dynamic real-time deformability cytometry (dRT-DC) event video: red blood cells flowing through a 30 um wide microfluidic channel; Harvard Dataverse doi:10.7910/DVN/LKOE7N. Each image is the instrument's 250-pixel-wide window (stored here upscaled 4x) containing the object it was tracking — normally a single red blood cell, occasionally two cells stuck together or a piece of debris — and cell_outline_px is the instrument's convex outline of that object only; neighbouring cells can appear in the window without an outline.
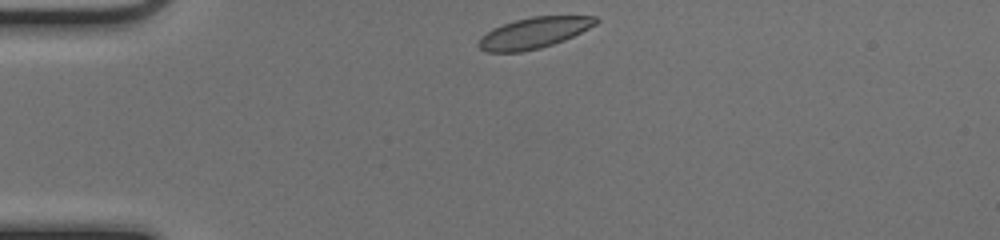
{"species": "common noctule bat (a hibernating species)", "species_latin": "Nyctalus noctula", "temperature_condition": "cold", "stored_images_in_passage": 40, "camera_frame_rate_fps": 3000, "um_per_image_px": 0.085, "animal": {"sex": "female", "body_mass_g": 17.0, "forearm_length_mm": 48.0}, "frame": {"image": 1, "passage_image": 1, "time_ms": 0.0, "image_size_px": [1000, 240], "cell_outline_px": [[600, 20], [596, 24], [564, 40], [540, 48], [520, 52], [488, 52], [480, 48], [476, 44], [480, 36], [492, 28], [516, 20], [532, 16], [596, 16]], "centroid_in_image_um": [45.34, 2.79], "position_along_channel_um": 39.7, "area_um2": 21.04}}
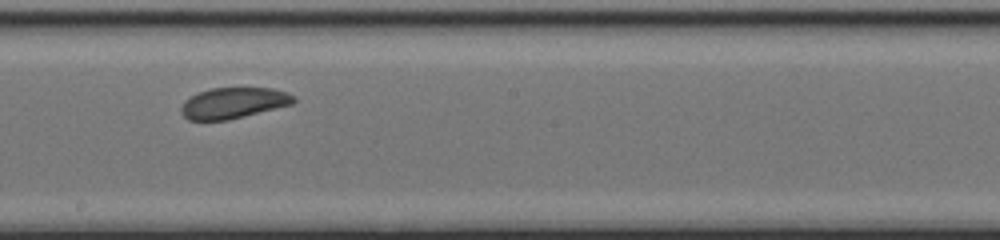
{"frame": {"image": 2, "passage_image": 18, "time_ms": 5.667, "image_size_px": [1000, 240], "cell_outline_px": [[296, 100], [292, 104], [228, 120], [188, 120], [180, 112], [180, 108], [184, 100], [200, 92], [212, 88], [272, 88], [296, 96]], "centroid_in_image_um": [19.82, 8.76], "position_along_channel_um": 228.4, "area_um2": 20.11}}
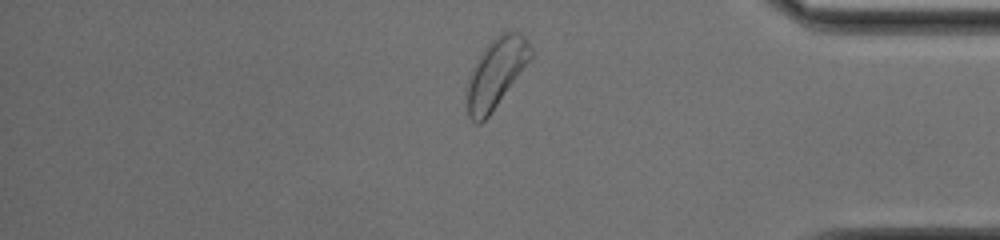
{"frame": {"image": 3, "passage_image": 32, "time_ms": 10.333, "image_size_px": [1000, 240], "cell_outline_px": [[532, 56], [488, 116], [480, 124], [476, 124], [468, 116], [468, 84], [472, 72], [484, 48], [500, 32], [520, 32], [524, 36], [532, 48]], "centroid_in_image_um": [42.18, 6.19], "position_along_channel_um": 393.0, "area_um2": 24.68}, "authors_computed_cell_mechanics": {"area_um2": 21.8195, "velocity_mm_per_s": 4.0155, "shape_relaxation_time_tau1_ms": 2.7345, "shape_relaxation_time_tau2_ms": null, "deformation_change_tau1": 0.0791, "deformation_change_tau2": null}}